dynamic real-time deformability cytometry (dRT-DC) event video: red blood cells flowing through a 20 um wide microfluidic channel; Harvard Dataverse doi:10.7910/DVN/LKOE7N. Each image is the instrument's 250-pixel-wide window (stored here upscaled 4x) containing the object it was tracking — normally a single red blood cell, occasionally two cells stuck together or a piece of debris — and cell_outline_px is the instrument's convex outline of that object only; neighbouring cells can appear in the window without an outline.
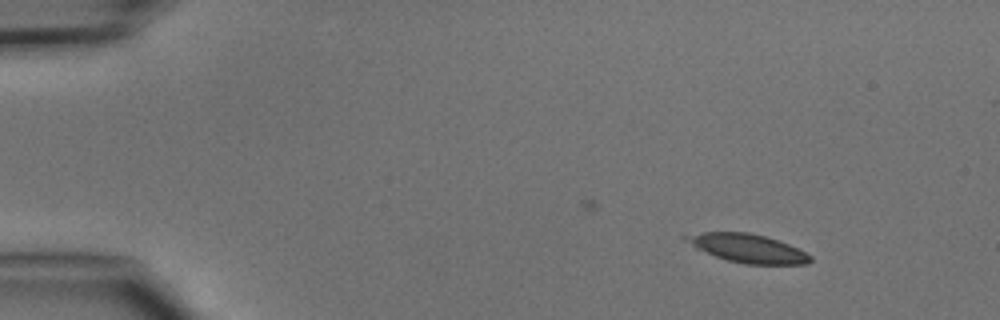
{"species": "common noctule bat (a hibernating species)", "species_latin": "Nyctalus noctula", "temperature_condition": "cold", "stored_images_in_passage": 3, "camera_frame_rate_fps": 3000, "um_per_image_px": 0.085, "animal": {"sex": "male", "body_mass_g": 15.6}, "frame": {"image": 1, "passage_image": 1, "time_ms": 0.0, "image_size_px": [1000, 320], "cell_outline_px": [[812, 260], [808, 264], [744, 264], [728, 260], [716, 256], [696, 248], [680, 240], [680, 236], [704, 232], [748, 232], [764, 236], [788, 244], [812, 256]], "centroid_in_image_um": [63.49, 21.1], "position_along_channel_um": 21.5, "area_um2": 20.58}}